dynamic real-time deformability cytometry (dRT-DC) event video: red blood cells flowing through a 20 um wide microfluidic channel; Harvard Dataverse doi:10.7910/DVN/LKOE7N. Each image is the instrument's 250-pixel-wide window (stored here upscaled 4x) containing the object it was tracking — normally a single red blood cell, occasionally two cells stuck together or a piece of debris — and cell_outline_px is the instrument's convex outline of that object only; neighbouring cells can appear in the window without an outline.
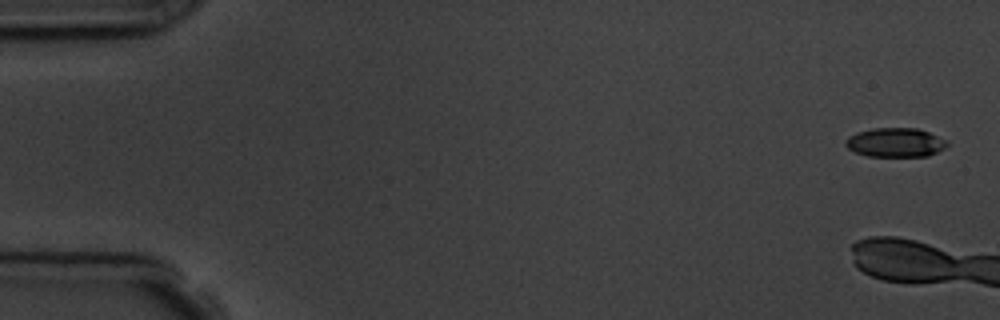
{"species": "common noctule bat (a hibernating species)", "species_latin": "Nyctalus noctula", "temperature_condition": "room temperature", "stored_images_in_passage": 7, "camera_frame_rate_fps": 3000, "um_per_image_px": 0.085, "animal": {"sex": "male", "body_mass_g": 19.5, "forearm_length_mm": 54.6}, "frame": {"image": 1, "passage_image": 1, "time_ms": 0.0, "image_size_px": [1000, 320], "cell_outline_px": [[948, 144], [944, 148], [928, 156], [868, 156], [856, 152], [848, 148], [844, 144], [844, 140], [848, 136], [856, 132], [872, 128], [916, 128], [928, 132], [948, 140]], "centroid_in_image_um": [76.08, 12.1], "position_along_channel_um": 8.9, "area_um2": 17.28}}